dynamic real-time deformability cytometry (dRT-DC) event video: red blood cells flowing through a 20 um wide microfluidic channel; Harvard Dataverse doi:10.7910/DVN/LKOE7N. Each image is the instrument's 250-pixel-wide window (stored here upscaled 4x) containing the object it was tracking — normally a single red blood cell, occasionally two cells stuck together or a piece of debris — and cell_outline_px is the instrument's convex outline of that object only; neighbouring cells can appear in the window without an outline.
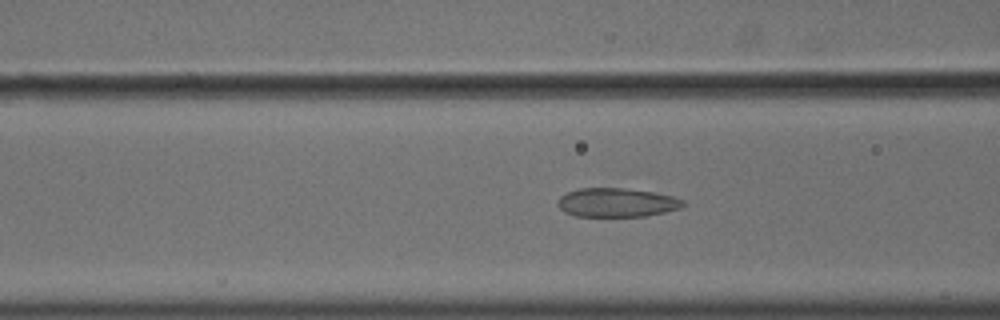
{"species": "common noctule bat (a hibernating species)", "species_latin": "Nyctalus noctula", "temperature_condition": "cold", "stored_images_in_passage": 56, "camera_frame_rate_fps": 3000, "um_per_image_px": 0.085, "animal": {"sex": "male", "body_mass_g": 18.8}, "frame": {"image": 1, "passage_image": 23, "time_ms": 7.333, "image_size_px": [1000, 320], "cell_outline_px": [[684, 204], [680, 208], [664, 212], [644, 216], [576, 216], [564, 212], [560, 208], [560, 196], [568, 192], [580, 188], [620, 188], [652, 192], [672, 196], [684, 200]], "centroid_in_image_um": [52.43, 17.22], "position_along_channel_um": 114.2, "area_um2": 20.75}}
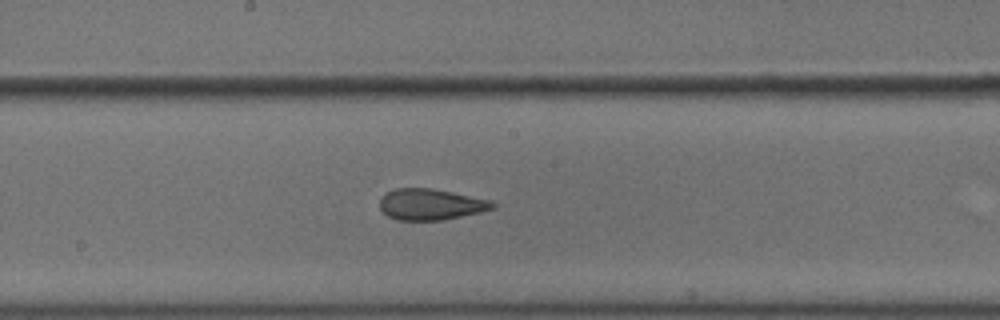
{"frame": {"image": 2, "passage_image": 31, "time_ms": 10.0, "image_size_px": [1000, 320], "cell_outline_px": [[496, 208], [480, 212], [444, 220], [396, 220], [388, 216], [380, 208], [380, 200], [388, 192], [396, 188], [432, 188], [452, 192], [488, 200], [496, 204]], "centroid_in_image_um": [36.61, 17.38], "position_along_channel_um": 211.6, "area_um2": 20.29}}
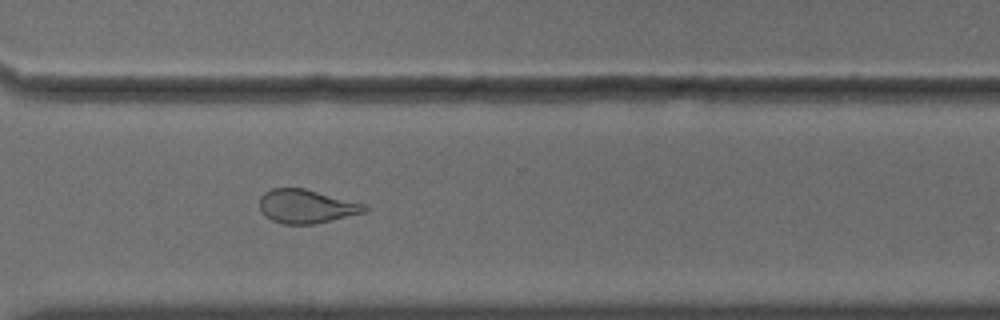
{"frame": {"image": 3, "passage_image": 42, "time_ms": 13.667, "image_size_px": [1000, 320], "cell_outline_px": [[368, 208], [364, 212], [332, 220], [312, 224], [280, 224], [264, 216], [260, 212], [260, 196], [264, 192], [272, 188], [304, 188], [368, 204]], "centroid_in_image_um": [26.03, 17.53], "position_along_channel_um": 344.6, "area_um2": 20.81}, "authors_computed_cell_mechanics": {"area_um2": 22.8021, "velocity_mm_per_s": 3.6406, "shape_relaxation_time_tau1_ms": null, "shape_relaxation_time_tau2_ms": 1.7388, "deformation_change_tau1": null, "deformation_change_tau2": 0.0955}}